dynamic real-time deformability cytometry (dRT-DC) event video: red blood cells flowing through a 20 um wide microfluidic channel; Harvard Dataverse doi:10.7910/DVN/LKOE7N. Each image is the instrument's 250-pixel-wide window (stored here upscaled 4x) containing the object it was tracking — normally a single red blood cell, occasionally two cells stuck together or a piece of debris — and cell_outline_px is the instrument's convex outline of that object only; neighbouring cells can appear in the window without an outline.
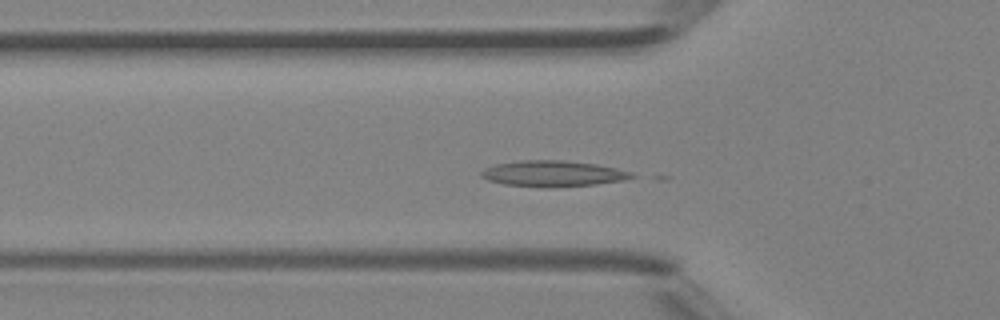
{"species": "Egyptian fruit bat (a non-hibernating species)", "species_latin": "Rousettus aegyptiacus", "temperature_condition": "room temperature", "stored_images_in_passage": 41, "camera_frame_rate_fps": 3000, "um_per_image_px": 0.085, "animal": {"sex": "female"}, "frame": {"image": 1, "passage_image": 13, "time_ms": 4.0, "image_size_px": [1000, 320], "cell_outline_px": [[636, 176], [624, 180], [596, 184], [552, 188], [544, 188], [504, 184], [488, 180], [480, 176], [480, 172], [484, 168], [496, 164], [520, 160], [564, 160], [596, 164], [616, 168], [632, 172]], "centroid_in_image_um": [46.99, 14.76], "position_along_channel_um": 78.8, "area_um2": 22.95}}
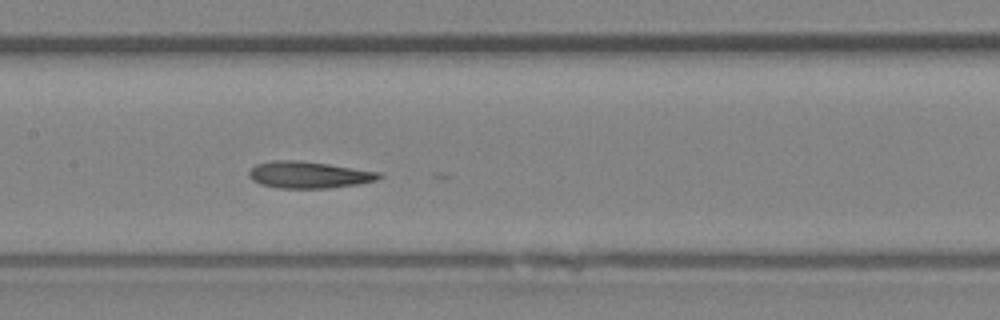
{"frame": {"image": 2, "passage_image": 20, "time_ms": 6.333, "image_size_px": [1000, 320], "cell_outline_px": [[384, 176], [376, 180], [356, 184], [328, 188], [276, 188], [260, 184], [252, 180], [248, 176], [248, 172], [256, 164], [272, 160], [296, 160], [328, 164], [380, 172]], "centroid_in_image_um": [26.21, 14.86], "position_along_channel_um": 181.2, "area_um2": 20.23}}
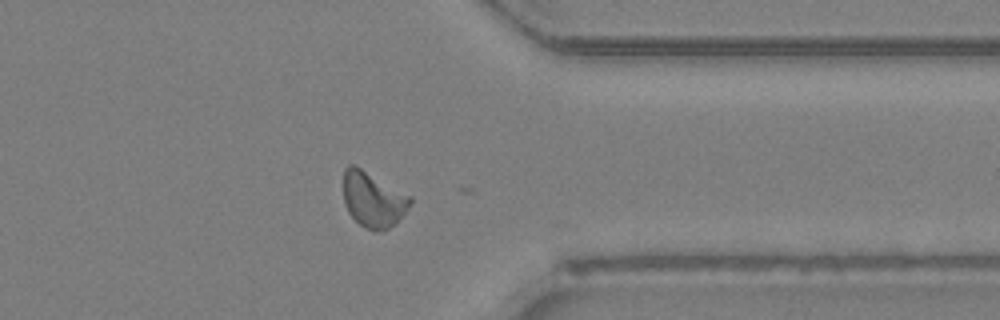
{"frame": {"image": 3, "passage_image": 34, "time_ms": 11.0, "image_size_px": [1000, 320], "cell_outline_px": [[412, 200], [408, 208], [388, 228], [376, 232], [372, 232], [360, 224], [348, 212], [344, 204], [344, 168], [348, 164], [352, 164], [360, 168], [412, 196]], "centroid_in_image_um": [31.69, 16.95], "position_along_channel_um": 379.7, "area_um2": 21.21}, "authors_computed_cell_mechanics": {"area_um2": 20.5768, "velocity_mm_per_s": 4.4061, "shape_relaxation_time_tau1_ms": 6.1939, "shape_relaxation_time_tau2_ms": 1.8865, "deformation_change_tau1": 0.1569, "deformation_change_tau2": 0.0879}}